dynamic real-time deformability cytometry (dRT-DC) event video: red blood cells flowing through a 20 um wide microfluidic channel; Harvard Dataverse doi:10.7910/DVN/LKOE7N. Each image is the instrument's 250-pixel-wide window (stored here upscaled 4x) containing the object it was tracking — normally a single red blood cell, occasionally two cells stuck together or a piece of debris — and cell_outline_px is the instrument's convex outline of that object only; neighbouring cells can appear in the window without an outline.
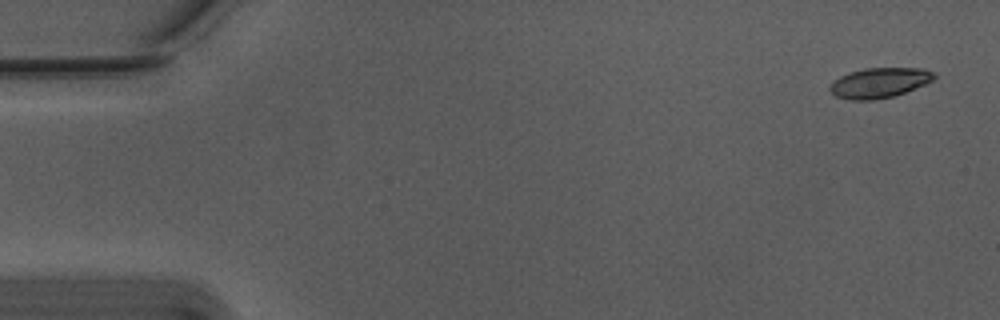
{"species": "Egyptian fruit bat (a non-hibernating species)", "species_latin": "Rousettus aegyptiacus", "temperature_condition": "warm", "stored_images_in_passage": 49, "camera_frame_rate_fps": 3000, "um_per_image_px": 0.085, "animal": {"sex": "male"}, "frame": {"image": 1, "passage_image": 1, "time_ms": 0.0, "image_size_px": [1000, 320], "cell_outline_px": [[936, 76], [932, 80], [924, 84], [904, 92], [892, 96], [872, 100], [852, 100], [836, 96], [828, 88], [840, 76], [848, 72], [864, 68], [924, 68], [932, 72]], "centroid_in_image_um": [74.73, 7.02], "position_along_channel_um": 10.3, "area_um2": 17.98}}
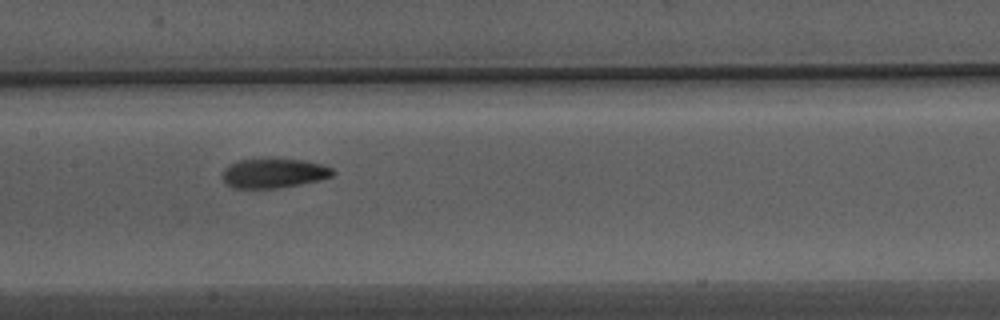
{"frame": {"image": 2, "passage_image": 26, "time_ms": 8.333, "image_size_px": [1000, 320], "cell_outline_px": [[336, 172], [332, 176], [320, 180], [300, 184], [276, 188], [232, 188], [224, 184], [220, 176], [224, 168], [240, 160], [268, 156], [304, 160], [324, 164], [332, 168]], "centroid_in_image_um": [23.25, 14.69], "position_along_channel_um": 184.2, "area_um2": 19.83}}
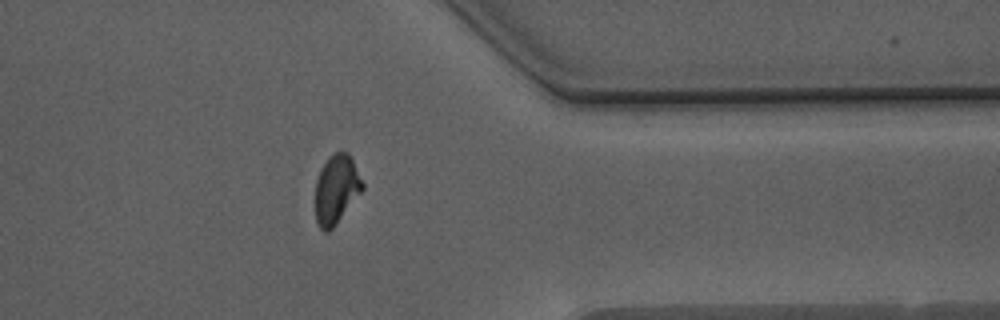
{"frame": {"image": 3, "passage_image": 43, "time_ms": 14.0, "image_size_px": [1000, 320], "cell_outline_px": [[364, 188], [336, 224], [328, 232], [324, 232], [316, 224], [316, 180], [328, 156], [332, 152], [348, 152], [364, 184]], "centroid_in_image_um": [28.58, 16.1], "position_along_channel_um": 382.8, "area_um2": 18.73}}